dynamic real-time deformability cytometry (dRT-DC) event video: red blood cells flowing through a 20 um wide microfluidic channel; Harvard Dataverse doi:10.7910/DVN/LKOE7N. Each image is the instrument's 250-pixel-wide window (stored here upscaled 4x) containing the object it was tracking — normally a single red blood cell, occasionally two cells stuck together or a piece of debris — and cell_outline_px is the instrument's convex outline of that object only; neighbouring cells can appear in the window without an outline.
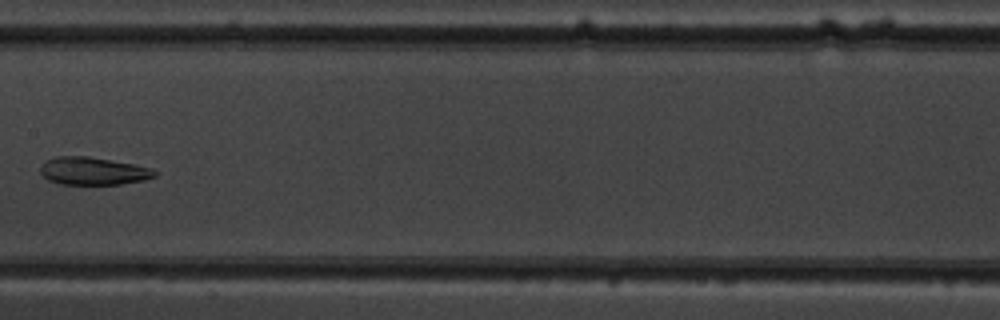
{"species": "common noctule bat (a hibernating species)", "species_latin": "Nyctalus noctula", "temperature_condition": "warm", "stored_images_in_passage": 8, "camera_frame_rate_fps": 3000, "um_per_image_px": 0.085, "animal": {"sex": "male", "body_mass_g": 19.5, "forearm_length_mm": 54.6}, "frame": {"image": 1, "passage_image": 8, "time_ms": 8.0, "image_size_px": [1000, 320], "cell_outline_px": [[160, 172], [156, 176], [144, 180], [120, 184], [60, 184], [48, 180], [40, 172], [40, 164], [56, 156], [88, 156], [132, 164], [152, 168]], "centroid_in_image_um": [7.93, 14.54], "position_along_channel_um": 199.5, "area_um2": 18.5}}